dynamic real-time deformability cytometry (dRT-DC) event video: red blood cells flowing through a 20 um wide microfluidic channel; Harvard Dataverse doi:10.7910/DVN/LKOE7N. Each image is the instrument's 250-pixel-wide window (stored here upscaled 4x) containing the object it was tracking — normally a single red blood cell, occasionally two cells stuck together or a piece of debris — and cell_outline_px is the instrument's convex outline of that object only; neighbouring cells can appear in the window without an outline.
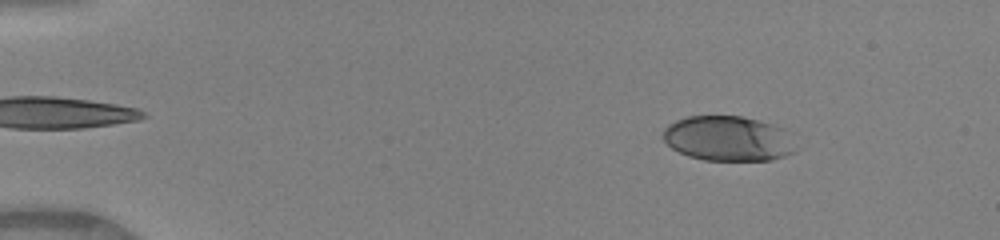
{"species": "human", "species_latin": "Homo sapiens", "temperature_condition": "warm", "stored_images_in_passage": 47, "camera_frame_rate_fps": 3000, "um_per_image_px": 0.085, "donor": {"sex": "female"}, "frame": {"image": 1, "passage_image": 5, "time_ms": 1.333, "image_size_px": [1000, 240], "cell_outline_px": [[796, 152], [772, 160], [704, 160], [688, 156], [672, 148], [664, 140], [664, 128], [668, 124], [676, 120], [688, 116], [740, 116], [772, 124], [784, 128]], "centroid_in_image_um": [61.86, 11.78], "position_along_channel_um": 23.1, "area_um2": 34.51}}
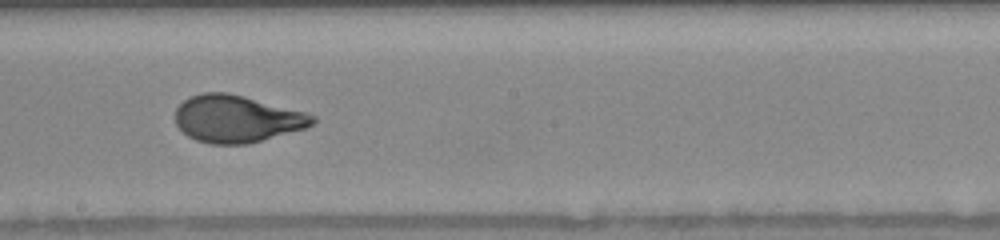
{"frame": {"image": 2, "passage_image": 27, "time_ms": 8.667, "image_size_px": [1000, 240], "cell_outline_px": [[316, 120], [312, 124], [304, 128], [248, 144], [212, 144], [196, 140], [188, 136], [176, 124], [176, 108], [188, 96], [204, 92], [228, 92], [244, 96], [304, 112], [316, 116]], "centroid_in_image_um": [20.09, 10.09], "position_along_channel_um": 228.1, "area_um2": 37.45}}
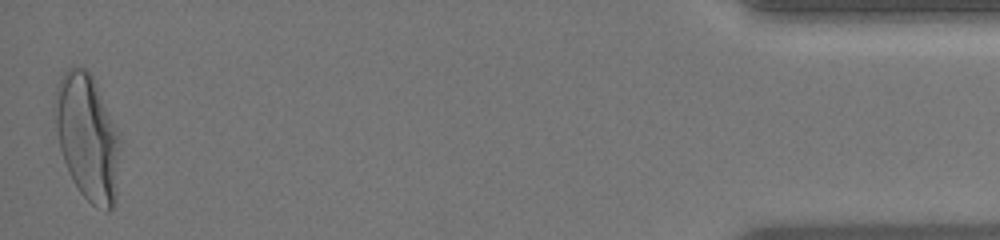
{"frame": {"image": 3, "passage_image": 47, "time_ms": 15.333, "image_size_px": [1000, 240], "cell_outline_px": [[120, 144], [116, 204], [108, 212], [96, 208], [80, 192], [72, 180], [68, 172], [60, 148], [52, 108], [56, 88], [64, 72], [72, 64], [84, 68], [92, 76], [120, 132]], "centroid_in_image_um": [7.44, 11.67], "position_along_channel_um": 427.8, "area_um2": 48.55}, "authors_computed_cell_mechanics": {"area_um2": 37.57, "velocity_mm_per_s": 4.1378, "shape_relaxation_time_tau1_ms": 4.4344, "shape_relaxation_time_tau2_ms": null, "deformation_change_tau1": 0.2021, "deformation_change_tau2": null}}